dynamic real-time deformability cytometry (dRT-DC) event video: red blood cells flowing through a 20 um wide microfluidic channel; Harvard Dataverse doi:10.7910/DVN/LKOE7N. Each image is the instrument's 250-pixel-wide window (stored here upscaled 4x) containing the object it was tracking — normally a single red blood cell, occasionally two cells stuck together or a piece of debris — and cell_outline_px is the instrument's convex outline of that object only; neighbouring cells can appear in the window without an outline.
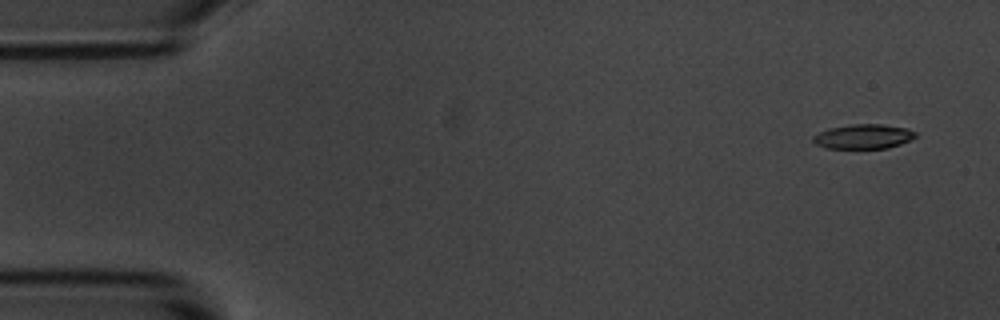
{"species": "common noctule bat (a hibernating species)", "species_latin": "Nyctalus noctula", "temperature_condition": "room temperature", "stored_images_in_passage": 4, "camera_frame_rate_fps": 3000, "um_per_image_px": 0.085, "animal": {"sex": "male", "body_mass_g": 20.1, "forearm_length_mm": 53.5}, "frame": {"image": 1, "passage_image": 1, "time_ms": 0.0, "image_size_px": [1000, 320], "cell_outline_px": [[916, 136], [900, 144], [888, 148], [824, 148], [816, 144], [812, 140], [812, 136], [828, 128], [852, 124], [880, 124], [908, 128], [916, 132]], "centroid_in_image_um": [73.37, 11.6], "position_along_channel_um": 11.6, "area_um2": 14.62}}
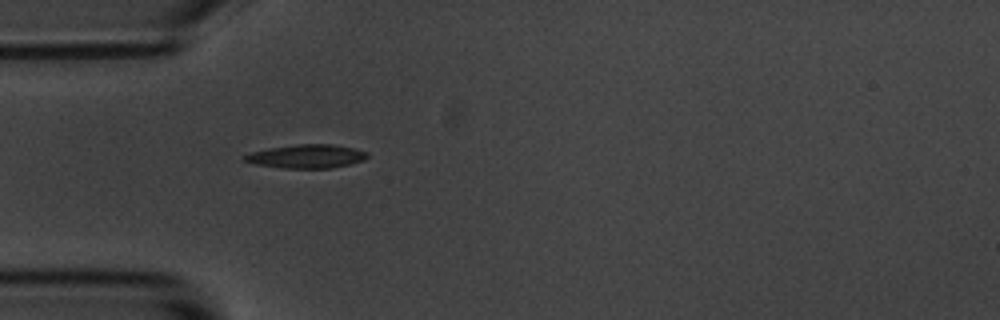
{"frame": {"image": 2, "passage_image": 4, "time_ms": 1.0, "image_size_px": [1000, 320], "cell_outline_px": [[368, 156], [364, 160], [332, 168], [284, 168], [256, 164], [244, 160], [240, 156], [252, 152], [268, 148], [300, 144], [332, 144], [352, 148], [368, 152]], "centroid_in_image_um": [26.05, 13.28], "position_along_channel_um": 59.0, "area_um2": 16.76}}